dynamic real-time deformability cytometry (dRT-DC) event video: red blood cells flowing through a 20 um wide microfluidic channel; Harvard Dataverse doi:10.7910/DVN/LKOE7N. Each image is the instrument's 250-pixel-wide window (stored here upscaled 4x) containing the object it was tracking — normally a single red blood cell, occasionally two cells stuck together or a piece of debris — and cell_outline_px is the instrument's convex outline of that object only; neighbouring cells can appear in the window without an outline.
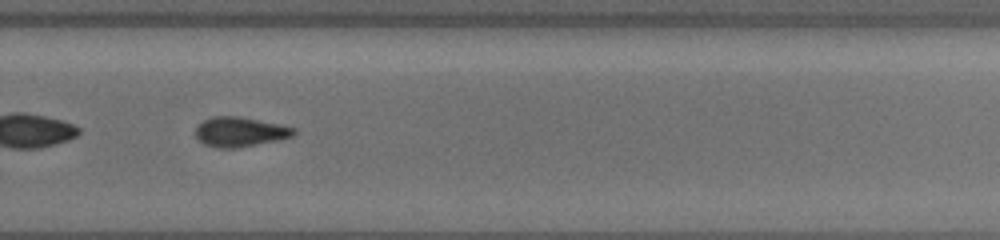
{"species": "common noctule bat (a hibernating species)", "species_latin": "Nyctalus noctula", "temperature_condition": "cold", "stored_images_in_passage": 54, "segment_of_instrument_passage": [2, 2], "camera_frame_rate_fps": 3000, "um_per_image_px": 0.085, "animal": {"sex": "female", "body_mass_g": 19.5, "forearm_length_mm": 54.1}, "frame": {"image": 1, "passage_image": 39, "time_ms": 12.667, "image_size_px": [1000, 240], "cell_outline_px": [[296, 132], [292, 136], [236, 148], [220, 148], [204, 144], [196, 136], [196, 128], [204, 120], [212, 116], [240, 116], [292, 128]], "centroid_in_image_um": [20.32, 11.2], "position_along_channel_um": 309.5, "area_um2": 16.36}}
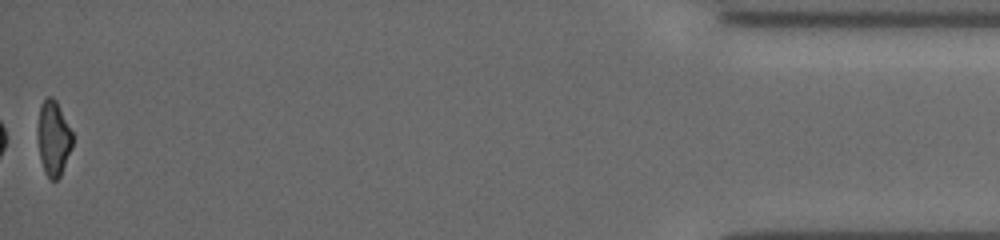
{"frame": {"image": 2, "passage_image": 54, "time_ms": 17.667, "image_size_px": [1000, 240], "cell_outline_px": [[72, 148], [60, 176], [56, 180], [52, 180], [44, 172], [40, 156], [40, 104], [44, 96], [52, 96], [56, 100], [72, 132]], "centroid_in_image_um": [4.58, 11.73], "position_along_channel_um": 430.6, "area_um2": 14.62}}